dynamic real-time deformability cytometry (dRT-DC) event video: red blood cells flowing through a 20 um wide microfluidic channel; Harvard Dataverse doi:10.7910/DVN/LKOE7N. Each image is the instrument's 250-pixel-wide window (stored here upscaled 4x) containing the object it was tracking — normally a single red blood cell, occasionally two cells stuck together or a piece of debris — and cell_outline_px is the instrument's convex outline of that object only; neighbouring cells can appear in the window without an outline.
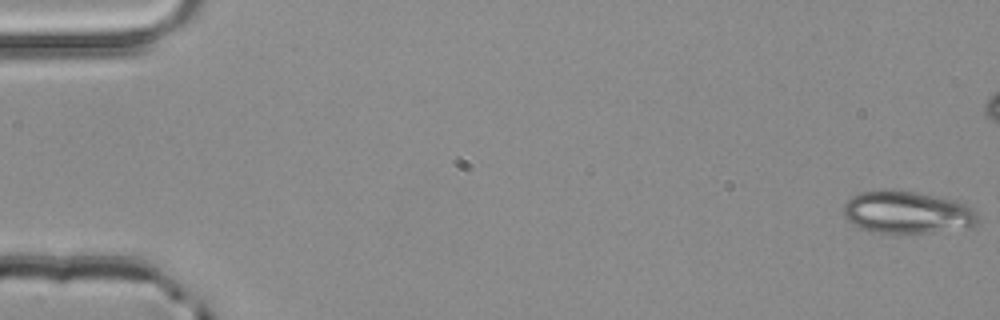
{"species": "common noctule bat (a hibernating species)", "species_latin": "Nyctalus noctula", "temperature_condition": "room temperature", "stored_images_in_passage": 5, "camera_frame_rate_fps": 3000, "um_per_image_px": 0.085, "animal": {"sex": "male", "body_mass_g": 20.4}, "frame": {"image": 1, "passage_image": 1, "time_ms": 0.0, "image_size_px": [1000, 320], "cell_outline_px": [[976, 224], [968, 228], [932, 232], [876, 232], [864, 228], [848, 220], [844, 216], [844, 204], [852, 196], [860, 192], [912, 192], [956, 200], [968, 204], [976, 212]], "centroid_in_image_um": [77.17, 18.06], "position_along_channel_um": 7.8, "area_um2": 32.14}}